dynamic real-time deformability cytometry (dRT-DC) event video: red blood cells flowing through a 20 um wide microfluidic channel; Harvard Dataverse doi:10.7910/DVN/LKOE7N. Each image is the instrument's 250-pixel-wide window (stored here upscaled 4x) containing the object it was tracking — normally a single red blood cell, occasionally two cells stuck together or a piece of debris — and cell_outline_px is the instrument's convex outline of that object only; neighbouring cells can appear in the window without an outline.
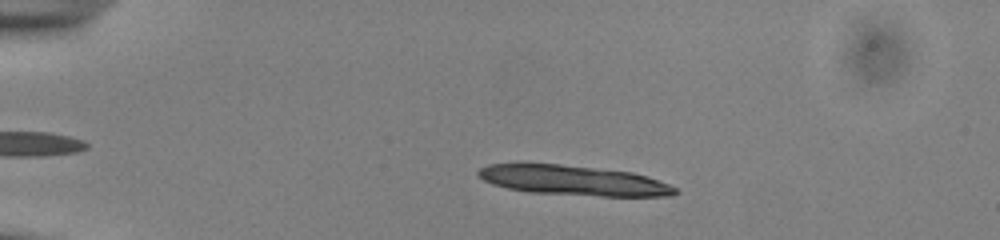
{"species": "common noctule bat (a hibernating species)", "species_latin": "Nyctalus noctula", "temperature_condition": "cold", "stored_images_in_passage": 18, "camera_frame_rate_fps": 3000, "um_per_image_px": 0.085, "animal": {"sex": "male", "body_mass_g": 13.0, "forearm_length_mm": 53.1}, "frame": {"image": 1, "passage_image": 11, "time_ms": 3.333, "image_size_px": [1000, 240], "cell_outline_px": [[680, 192], [672, 196], [600, 196], [528, 192], [508, 188], [492, 184], [484, 180], [476, 172], [480, 168], [488, 164], [516, 160], [520, 160], [560, 164], [632, 172], [648, 176], [668, 184], [676, 188]], "centroid_in_image_um": [48.64, 15.29], "position_along_channel_um": 36.4, "area_um2": 35.26}}